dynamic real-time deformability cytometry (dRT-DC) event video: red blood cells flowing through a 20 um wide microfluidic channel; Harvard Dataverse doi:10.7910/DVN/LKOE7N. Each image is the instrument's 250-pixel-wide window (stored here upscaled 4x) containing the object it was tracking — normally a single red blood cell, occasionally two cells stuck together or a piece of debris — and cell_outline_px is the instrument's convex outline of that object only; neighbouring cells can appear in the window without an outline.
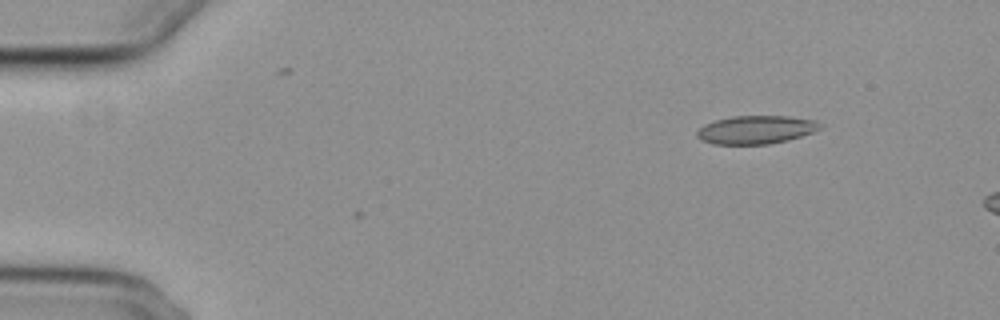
{"species": "common noctule bat (a hibernating species)", "species_latin": "Nyctalus noctula", "temperature_condition": "cold", "stored_images_in_passage": 3, "camera_frame_rate_fps": 3000, "um_per_image_px": 0.085, "animal": {"sex": "female", "body_mass_g": 29.2, "forearm_length_mm": 56.3}, "frame": {"image": 1, "passage_image": 3, "time_ms": 0.667, "image_size_px": [1000, 320], "cell_outline_px": [[820, 128], [812, 132], [788, 140], [768, 144], [712, 144], [700, 140], [696, 136], [696, 132], [704, 124], [716, 120], [732, 116], [788, 116], [816, 120], [820, 124]], "centroid_in_image_um": [64.22, 11.03], "position_along_channel_um": 20.8, "area_um2": 20.23}}